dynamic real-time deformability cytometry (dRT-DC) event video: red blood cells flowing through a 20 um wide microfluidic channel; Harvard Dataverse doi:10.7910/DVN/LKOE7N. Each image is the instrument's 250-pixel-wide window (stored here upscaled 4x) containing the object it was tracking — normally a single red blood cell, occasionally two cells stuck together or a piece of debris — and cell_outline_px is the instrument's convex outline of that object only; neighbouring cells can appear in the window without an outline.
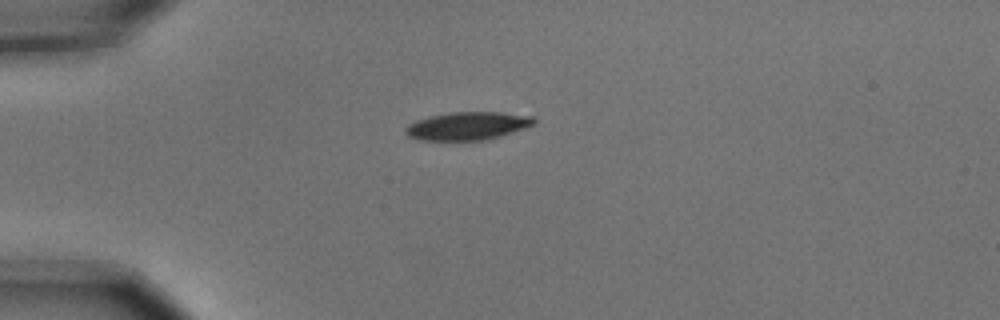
{"species": "common noctule bat (a hibernating species)", "species_latin": "Nyctalus noctula", "temperature_condition": "cold", "stored_images_in_passage": 5, "camera_frame_rate_fps": 3000, "um_per_image_px": 0.085, "animal": {"sex": "male", "body_mass_g": 15.6}, "frame": {"image": 1, "passage_image": 1, "time_ms": 0.0, "image_size_px": [1000, 320], "cell_outline_px": [[536, 124], [500, 136], [484, 140], [420, 140], [408, 136], [404, 132], [404, 128], [408, 124], [416, 120], [428, 116], [448, 112], [500, 112], [532, 116], [536, 120]], "centroid_in_image_um": [39.71, 10.69], "position_along_channel_um": 45.3, "area_um2": 21.1}}
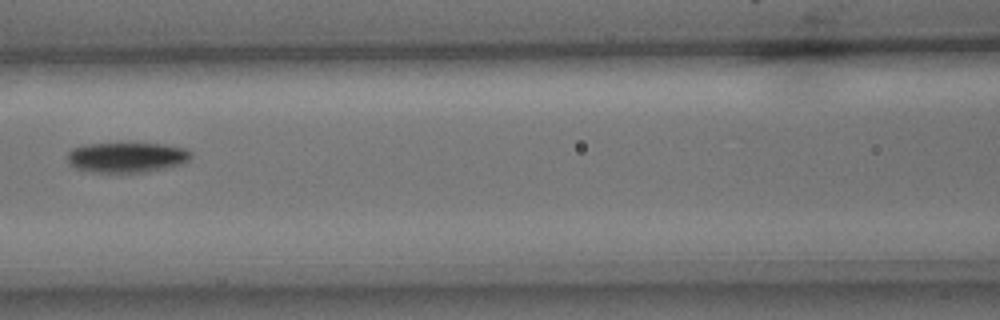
{"frame": {"image": 2, "passage_image": 4, "time_ms": 1.0, "image_size_px": [1000, 320], "cell_outline_px": [[192, 156], [188, 160], [180, 164], [164, 168], [144, 172], [96, 172], [76, 168], [68, 164], [68, 152], [72, 148], [84, 144], [120, 140], [164, 144], [184, 148], [192, 152]], "centroid_in_image_um": [10.74, 13.31], "position_along_channel_um": 155.9, "area_um2": 22.66}}
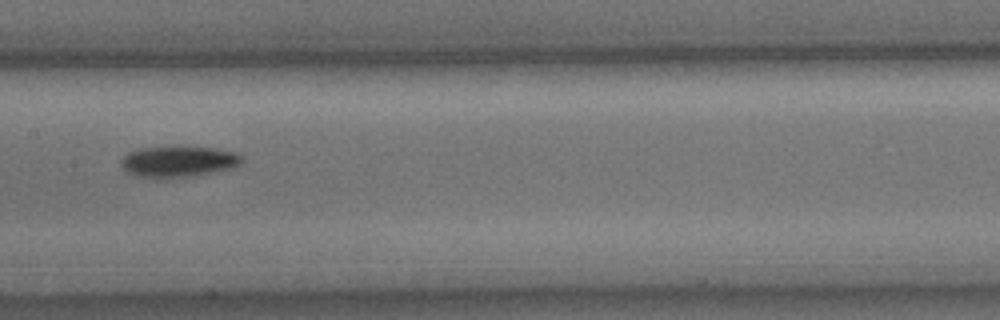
{"frame": {"image": 3, "passage_image": 5, "time_ms": 1.333, "image_size_px": [1000, 320], "cell_outline_px": [[244, 160], [240, 164], [232, 168], [192, 176], [164, 180], [136, 176], [128, 172], [120, 164], [120, 160], [128, 152], [136, 148], [216, 148], [236, 152], [244, 156]], "centroid_in_image_um": [15.16, 13.77], "position_along_channel_um": 192.2, "area_um2": 21.96}}